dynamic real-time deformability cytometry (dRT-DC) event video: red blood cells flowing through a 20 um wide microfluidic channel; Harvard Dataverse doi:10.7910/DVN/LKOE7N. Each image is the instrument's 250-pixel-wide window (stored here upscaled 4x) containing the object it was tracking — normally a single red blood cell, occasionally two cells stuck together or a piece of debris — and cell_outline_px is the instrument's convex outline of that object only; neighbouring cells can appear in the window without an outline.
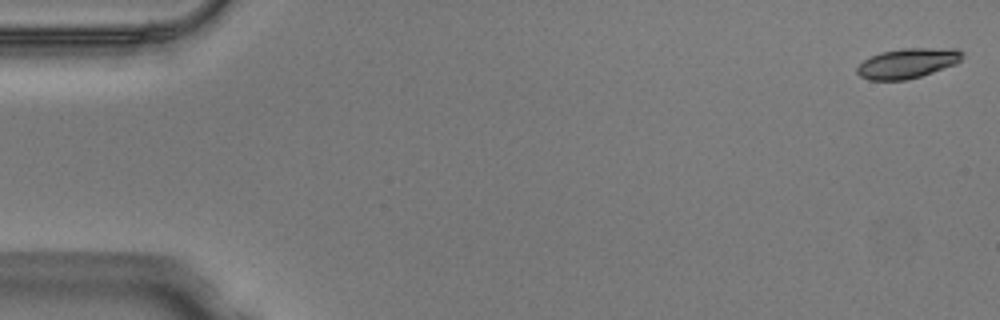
{"species": "Egyptian fruit bat (a non-hibernating species)", "species_latin": "Rousettus aegyptiacus", "temperature_condition": "warm", "stored_images_in_passage": 50, "camera_frame_rate_fps": 3000, "um_per_image_px": 0.085, "animal": {"sex": "male"}, "frame": {"image": 1, "passage_image": 1, "time_ms": 0.0, "image_size_px": [1000, 320], "cell_outline_px": [[964, 56], [956, 64], [920, 76], [904, 80], [868, 80], [860, 76], [856, 72], [856, 68], [864, 60], [880, 52], [904, 48], [956, 48], [964, 52]], "centroid_in_image_um": [77.15, 5.36], "position_along_channel_um": 7.8, "area_um2": 18.38}}
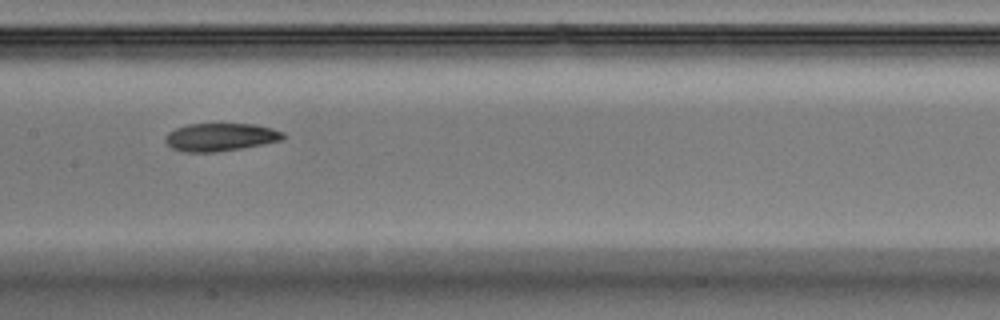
{"frame": {"image": 2, "passage_image": 25, "time_ms": 8.0, "image_size_px": [1000, 320], "cell_outline_px": [[284, 140], [264, 144], [216, 152], [180, 152], [172, 148], [164, 140], [164, 136], [168, 132], [176, 128], [188, 124], [256, 124], [272, 128], [284, 132]], "centroid_in_image_um": [18.73, 11.65], "position_along_channel_um": 188.7, "area_um2": 19.31}}
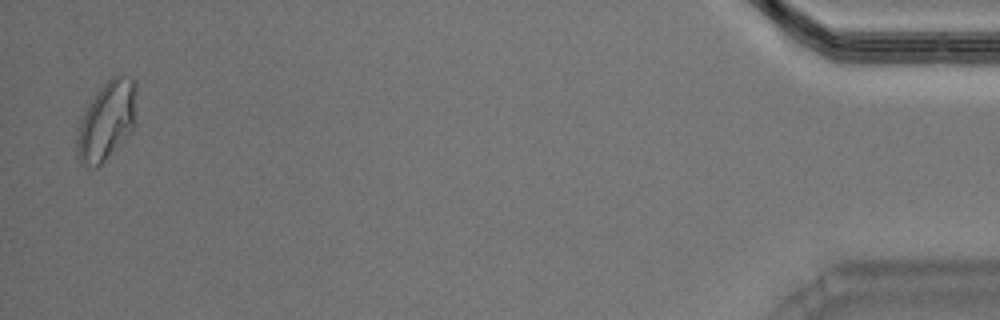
{"frame": {"image": 3, "passage_image": 49, "time_ms": 16.0, "image_size_px": [1000, 320], "cell_outline_px": [[136, 128], [96, 168], [80, 164], [76, 160], [76, 128], [88, 104], [104, 80], [112, 76], [124, 72], [132, 76], [136, 80]], "centroid_in_image_um": [9.08, 10.2], "position_along_channel_um": 426.1, "area_um2": 28.5}, "authors_computed_cell_mechanics": {"area_um2": 19.1607, "velocity_mm_per_s": 4.0681, "shape_relaxation_time_tau1_ms": null, "shape_relaxation_time_tau2_ms": 2.9938, "deformation_change_tau1": null, "deformation_change_tau2": 0.0946}}